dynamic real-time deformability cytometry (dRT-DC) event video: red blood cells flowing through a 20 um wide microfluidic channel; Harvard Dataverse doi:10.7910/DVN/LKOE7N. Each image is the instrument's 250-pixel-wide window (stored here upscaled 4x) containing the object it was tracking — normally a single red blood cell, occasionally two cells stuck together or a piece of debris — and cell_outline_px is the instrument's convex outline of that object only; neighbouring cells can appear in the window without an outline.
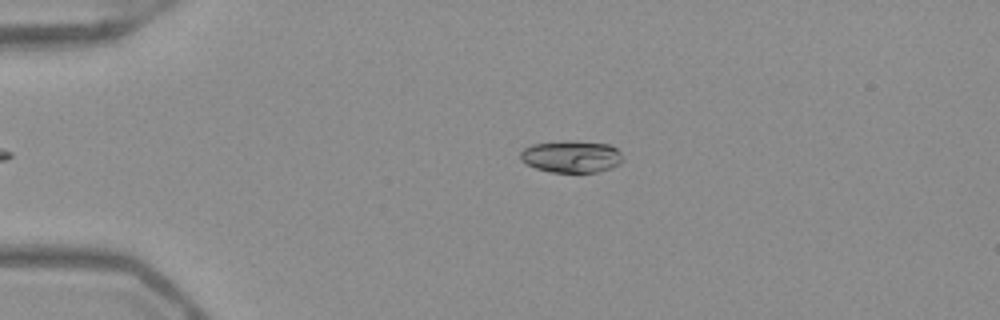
{"species": "Egyptian fruit bat (a non-hibernating species)", "species_latin": "Rousettus aegyptiacus", "temperature_condition": "warm", "stored_images_in_passage": 37, "camera_frame_rate_fps": 3000, "um_per_image_px": 0.085, "frame": {"image": 1, "passage_image": 3, "time_ms": 0.667, "image_size_px": [1000, 320], "cell_outline_px": [[620, 164], [612, 168], [596, 172], [552, 172], [536, 168], [520, 160], [520, 152], [524, 148], [532, 144], [564, 140], [568, 140], [608, 144], [616, 148], [620, 152]], "centroid_in_image_um": [48.54, 13.3], "position_along_channel_um": 36.5, "area_um2": 19.07}}
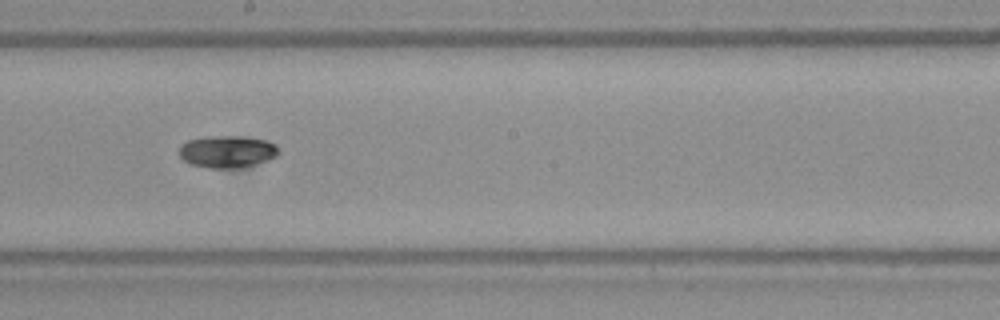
{"frame": {"image": 2, "passage_image": 21, "time_ms": 6.667, "image_size_px": [1000, 320], "cell_outline_px": [[280, 152], [276, 156], [268, 160], [244, 168], [208, 168], [192, 164], [184, 160], [180, 156], [180, 144], [188, 140], [208, 136], [240, 136], [268, 140], [276, 144]], "centroid_in_image_um": [19.35, 12.89], "position_along_channel_um": 228.9, "area_um2": 18.84}}
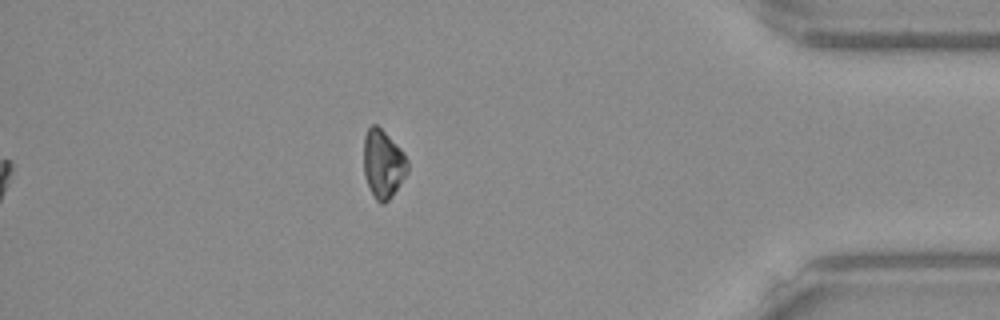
{"frame": {"image": 3, "passage_image": 37, "time_ms": 12.0, "image_size_px": [1000, 320], "cell_outline_px": [[408, 172], [392, 196], [384, 204], [380, 204], [376, 200], [364, 176], [364, 136], [368, 128], [372, 124], [376, 124], [404, 152], [408, 160]], "centroid_in_image_um": [32.57, 13.94], "position_along_channel_um": 402.6, "area_um2": 17.4}, "authors_computed_cell_mechanics": {"area_um2": 18.3226, "velocity_mm_per_s": 3.9508, "shape_relaxation_time_tau1_ms": 6.3114, "shape_relaxation_time_tau2_ms": null, "deformation_change_tau1": 0.1542, "deformation_change_tau2": null}}